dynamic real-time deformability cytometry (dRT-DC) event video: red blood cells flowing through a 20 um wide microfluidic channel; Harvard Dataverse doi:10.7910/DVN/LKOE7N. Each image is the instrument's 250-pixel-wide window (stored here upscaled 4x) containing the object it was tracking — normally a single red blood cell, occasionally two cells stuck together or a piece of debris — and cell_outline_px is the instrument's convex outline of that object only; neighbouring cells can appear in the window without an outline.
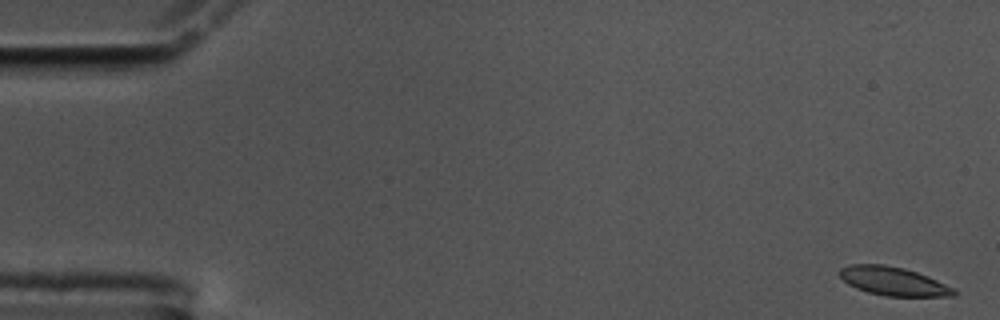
{"species": "common noctule bat (a hibernating species)", "species_latin": "Nyctalus noctula", "temperature_condition": "cold", "stored_images_in_passage": 57, "camera_frame_rate_fps": 3000, "um_per_image_px": 0.085, "animal": {"sex": "male", "body_mass_g": 17.5, "forearm_length_mm": 52.3}, "frame": {"image": 1, "passage_image": 1, "time_ms": 0.0, "image_size_px": [1000, 320], "cell_outline_px": [[956, 296], [884, 296], [868, 292], [856, 288], [848, 284], [840, 276], [840, 268], [848, 264], [884, 264], [904, 268], [928, 276], [956, 288]], "centroid_in_image_um": [75.95, 23.9], "position_along_channel_um": 9.0, "area_um2": 19.13}}
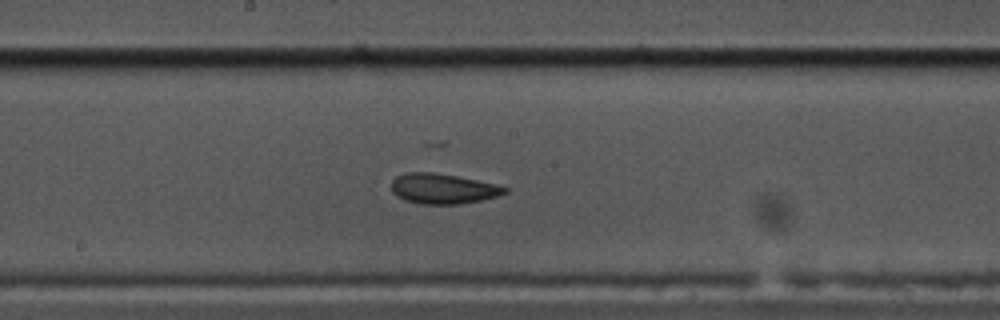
{"frame": {"image": 2, "passage_image": 30, "time_ms": 9.667, "image_size_px": [1000, 320], "cell_outline_px": [[508, 192], [496, 196], [480, 200], [460, 204], [424, 204], [404, 200], [396, 196], [392, 192], [392, 180], [396, 176], [408, 172], [436, 172], [496, 184], [508, 188]], "centroid_in_image_um": [37.62, 16.03], "position_along_channel_um": 210.6, "area_um2": 19.88}}
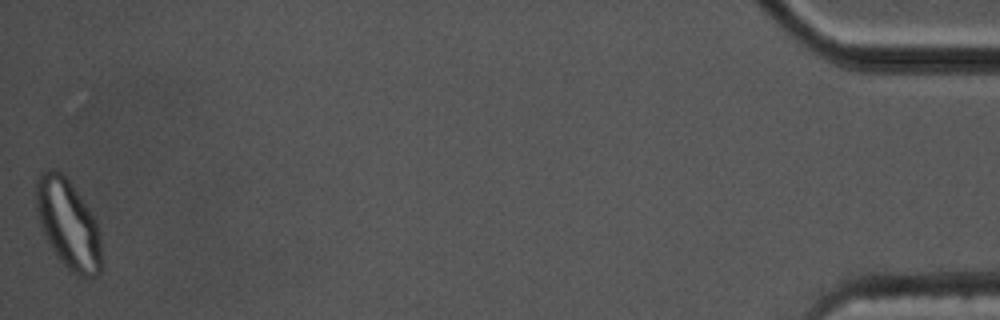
{"frame": {"image": 3, "passage_image": 57, "time_ms": 18.667, "image_size_px": [1000, 320], "cell_outline_px": [[100, 272], [96, 276], [80, 276], [72, 272], [56, 256], [44, 236], [40, 224], [36, 208], [36, 180], [40, 172], [52, 168], [56, 168], [68, 180], [80, 196], [96, 220], [100, 232]], "centroid_in_image_um": [5.77, 19.02], "position_along_channel_um": 429.4, "area_um2": 33.76}, "authors_computed_cell_mechanics": {"area_um2": 19.9988, "velocity_mm_per_s": 3.486, "shape_relaxation_time_tau1_ms": null, "shape_relaxation_time_tau2_ms": 2.4776, "deformation_change_tau1": null, "deformation_change_tau2": 0.0804}}